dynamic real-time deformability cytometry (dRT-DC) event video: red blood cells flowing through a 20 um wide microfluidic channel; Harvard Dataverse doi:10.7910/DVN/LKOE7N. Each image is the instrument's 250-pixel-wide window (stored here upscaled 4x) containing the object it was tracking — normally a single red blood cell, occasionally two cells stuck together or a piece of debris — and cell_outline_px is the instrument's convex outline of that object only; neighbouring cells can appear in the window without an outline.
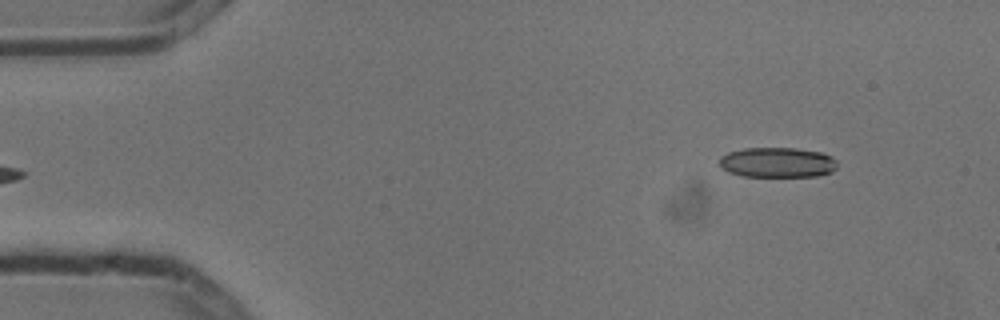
{"species": "common noctule bat (a hibernating species)", "species_latin": "Nyctalus noctula", "temperature_condition": "cold", "stored_images_in_passage": 5, "segment_of_instrument_passage": [2, 2], "camera_frame_rate_fps": 3000, "um_per_image_px": 0.085, "animal": {"sex": "male", "body_mass_g": 13.3}, "frame": {"image": 1, "passage_image": 5, "time_ms": 1.333, "image_size_px": [1000, 320], "cell_outline_px": [[836, 168], [832, 172], [816, 176], [744, 176], [728, 172], [720, 168], [720, 156], [728, 152], [744, 148], [796, 148], [820, 152], [832, 156], [836, 160]], "centroid_in_image_um": [66.06, 13.8], "position_along_channel_um": 18.9, "area_um2": 20.75}}